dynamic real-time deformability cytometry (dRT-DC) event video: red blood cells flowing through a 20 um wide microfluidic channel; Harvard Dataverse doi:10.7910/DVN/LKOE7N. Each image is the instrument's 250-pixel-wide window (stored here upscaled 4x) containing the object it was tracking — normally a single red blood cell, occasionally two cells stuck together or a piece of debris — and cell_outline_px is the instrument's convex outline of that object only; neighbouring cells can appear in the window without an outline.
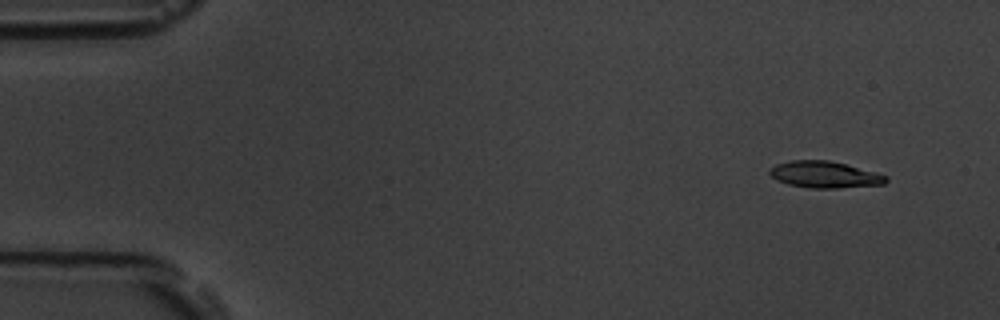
{"species": "common noctule bat (a hibernating species)", "species_latin": "Nyctalus noctula", "temperature_condition": "room temperature", "stored_images_in_passage": 5, "camera_frame_rate_fps": 3000, "um_per_image_px": 0.085, "animal": {"sex": "male", "body_mass_g": 19.5, "forearm_length_mm": 54.6}, "frame": {"image": 1, "passage_image": 1, "time_ms": 0.0, "image_size_px": [1000, 320], "cell_outline_px": [[888, 180], [884, 184], [836, 188], [812, 188], [788, 184], [776, 180], [768, 172], [776, 164], [792, 160], [828, 160], [876, 172], [888, 176]], "centroid_in_image_um": [70.1, 14.84], "position_along_channel_um": 14.9, "area_um2": 17.86}}
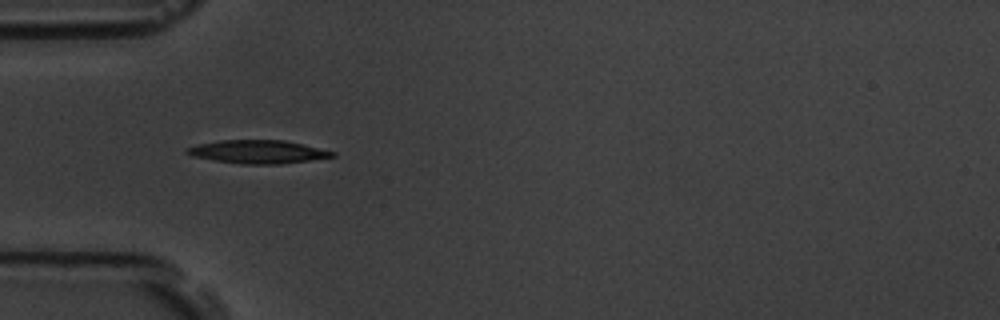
{"frame": {"image": 2, "passage_image": 4, "time_ms": 4.333, "image_size_px": [1000, 320], "cell_outline_px": [[336, 156], [280, 164], [240, 164], [192, 156], [184, 152], [188, 148], [200, 144], [220, 140], [284, 140], [336, 152]], "centroid_in_image_um": [21.93, 12.9], "position_along_channel_um": 63.1, "area_um2": 19.42}}
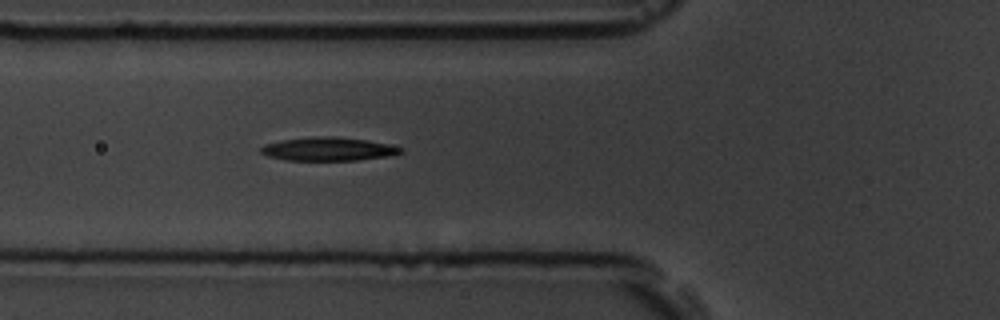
{"frame": {"image": 3, "passage_image": 5, "time_ms": 5.333, "image_size_px": [1000, 320], "cell_outline_px": [[404, 152], [392, 156], [356, 160], [284, 160], [268, 156], [260, 152], [260, 148], [264, 144], [280, 140], [320, 136], [328, 136], [364, 140], [388, 144], [404, 148]], "centroid_in_image_um": [27.91, 12.68], "position_along_channel_um": 97.9, "area_um2": 19.07}}